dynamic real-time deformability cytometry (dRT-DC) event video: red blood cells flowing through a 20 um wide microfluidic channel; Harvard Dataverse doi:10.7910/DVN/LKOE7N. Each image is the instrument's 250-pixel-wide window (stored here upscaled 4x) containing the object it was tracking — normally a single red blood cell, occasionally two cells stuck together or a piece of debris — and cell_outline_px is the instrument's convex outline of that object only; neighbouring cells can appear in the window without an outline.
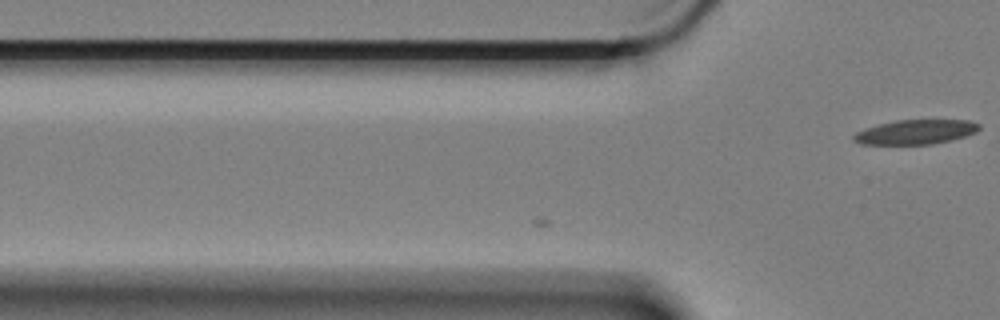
{"species": "Egyptian fruit bat (a non-hibernating species)", "species_latin": "Rousettus aegyptiacus", "temperature_condition": "cold", "stored_images_in_passage": 6, "camera_frame_rate_fps": 3000, "um_per_image_px": 0.085, "animal": {"sex": "female"}, "frame": {"image": 1, "passage_image": 6, "time_ms": 1.667, "image_size_px": [1000, 320], "cell_outline_px": [[980, 128], [976, 132], [964, 136], [932, 144], [860, 144], [852, 140], [852, 136], [856, 132], [864, 128], [896, 120], [968, 120], [980, 124]], "centroid_in_image_um": [77.79, 11.21], "position_along_channel_um": 48.0, "area_um2": 17.8}}